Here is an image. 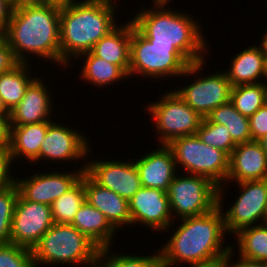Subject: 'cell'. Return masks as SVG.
<instances>
[{
    "label": "cell",
    "instance_id": "18",
    "mask_svg": "<svg viewBox=\"0 0 267 267\" xmlns=\"http://www.w3.org/2000/svg\"><path fill=\"white\" fill-rule=\"evenodd\" d=\"M39 76L27 87L21 101L9 111L10 126H21L25 124L40 123L54 120L53 95Z\"/></svg>",
    "mask_w": 267,
    "mask_h": 267
},
{
    "label": "cell",
    "instance_id": "43",
    "mask_svg": "<svg viewBox=\"0 0 267 267\" xmlns=\"http://www.w3.org/2000/svg\"><path fill=\"white\" fill-rule=\"evenodd\" d=\"M263 35L261 34L260 42L258 44L260 50L263 52L265 56H267V29L262 32Z\"/></svg>",
    "mask_w": 267,
    "mask_h": 267
},
{
    "label": "cell",
    "instance_id": "21",
    "mask_svg": "<svg viewBox=\"0 0 267 267\" xmlns=\"http://www.w3.org/2000/svg\"><path fill=\"white\" fill-rule=\"evenodd\" d=\"M123 22L120 21V25L102 37L91 52L106 62L121 67L129 75L132 20Z\"/></svg>",
    "mask_w": 267,
    "mask_h": 267
},
{
    "label": "cell",
    "instance_id": "35",
    "mask_svg": "<svg viewBox=\"0 0 267 267\" xmlns=\"http://www.w3.org/2000/svg\"><path fill=\"white\" fill-rule=\"evenodd\" d=\"M13 165L9 147L0 148V190L15 183Z\"/></svg>",
    "mask_w": 267,
    "mask_h": 267
},
{
    "label": "cell",
    "instance_id": "2",
    "mask_svg": "<svg viewBox=\"0 0 267 267\" xmlns=\"http://www.w3.org/2000/svg\"><path fill=\"white\" fill-rule=\"evenodd\" d=\"M115 1L76 0L61 4L60 66L62 69L75 65L70 62L90 52L102 37L118 25L116 10L120 6L116 4L119 1Z\"/></svg>",
    "mask_w": 267,
    "mask_h": 267
},
{
    "label": "cell",
    "instance_id": "38",
    "mask_svg": "<svg viewBox=\"0 0 267 267\" xmlns=\"http://www.w3.org/2000/svg\"><path fill=\"white\" fill-rule=\"evenodd\" d=\"M235 253L236 252L232 249H230V251L227 253L225 257V267H267V262L253 261L243 258L239 255H237V258L235 260Z\"/></svg>",
    "mask_w": 267,
    "mask_h": 267
},
{
    "label": "cell",
    "instance_id": "37",
    "mask_svg": "<svg viewBox=\"0 0 267 267\" xmlns=\"http://www.w3.org/2000/svg\"><path fill=\"white\" fill-rule=\"evenodd\" d=\"M19 63L5 36L0 35V74L9 72Z\"/></svg>",
    "mask_w": 267,
    "mask_h": 267
},
{
    "label": "cell",
    "instance_id": "13",
    "mask_svg": "<svg viewBox=\"0 0 267 267\" xmlns=\"http://www.w3.org/2000/svg\"><path fill=\"white\" fill-rule=\"evenodd\" d=\"M87 161L82 163L80 169L77 167L68 172V170L59 171V169L45 173L35 172L31 176L15 177V183L19 194L27 201L51 204L62 194L72 188L86 171ZM44 172V173H43ZM24 178V179H23Z\"/></svg>",
    "mask_w": 267,
    "mask_h": 267
},
{
    "label": "cell",
    "instance_id": "50",
    "mask_svg": "<svg viewBox=\"0 0 267 267\" xmlns=\"http://www.w3.org/2000/svg\"><path fill=\"white\" fill-rule=\"evenodd\" d=\"M264 223L267 224V210H266V217H265Z\"/></svg>",
    "mask_w": 267,
    "mask_h": 267
},
{
    "label": "cell",
    "instance_id": "48",
    "mask_svg": "<svg viewBox=\"0 0 267 267\" xmlns=\"http://www.w3.org/2000/svg\"><path fill=\"white\" fill-rule=\"evenodd\" d=\"M172 0H152V2H171Z\"/></svg>",
    "mask_w": 267,
    "mask_h": 267
},
{
    "label": "cell",
    "instance_id": "28",
    "mask_svg": "<svg viewBox=\"0 0 267 267\" xmlns=\"http://www.w3.org/2000/svg\"><path fill=\"white\" fill-rule=\"evenodd\" d=\"M207 118L213 123L226 126L236 144L252 141L249 118L243 116L231 102L218 106Z\"/></svg>",
    "mask_w": 267,
    "mask_h": 267
},
{
    "label": "cell",
    "instance_id": "6",
    "mask_svg": "<svg viewBox=\"0 0 267 267\" xmlns=\"http://www.w3.org/2000/svg\"><path fill=\"white\" fill-rule=\"evenodd\" d=\"M190 64L173 45L151 44L132 22L129 78L181 79Z\"/></svg>",
    "mask_w": 267,
    "mask_h": 267
},
{
    "label": "cell",
    "instance_id": "17",
    "mask_svg": "<svg viewBox=\"0 0 267 267\" xmlns=\"http://www.w3.org/2000/svg\"><path fill=\"white\" fill-rule=\"evenodd\" d=\"M264 179H267V155L261 144L258 141L237 144L229 156L227 179L225 184L218 187V195L228 193V182Z\"/></svg>",
    "mask_w": 267,
    "mask_h": 267
},
{
    "label": "cell",
    "instance_id": "42",
    "mask_svg": "<svg viewBox=\"0 0 267 267\" xmlns=\"http://www.w3.org/2000/svg\"><path fill=\"white\" fill-rule=\"evenodd\" d=\"M188 267H225V257L215 258L205 262L186 264Z\"/></svg>",
    "mask_w": 267,
    "mask_h": 267
},
{
    "label": "cell",
    "instance_id": "30",
    "mask_svg": "<svg viewBox=\"0 0 267 267\" xmlns=\"http://www.w3.org/2000/svg\"><path fill=\"white\" fill-rule=\"evenodd\" d=\"M85 201L83 174L80 180L51 204L54 223L71 224Z\"/></svg>",
    "mask_w": 267,
    "mask_h": 267
},
{
    "label": "cell",
    "instance_id": "29",
    "mask_svg": "<svg viewBox=\"0 0 267 267\" xmlns=\"http://www.w3.org/2000/svg\"><path fill=\"white\" fill-rule=\"evenodd\" d=\"M112 246L99 250L96 267H162L159 248L151 254L116 253ZM136 255V256H135Z\"/></svg>",
    "mask_w": 267,
    "mask_h": 267
},
{
    "label": "cell",
    "instance_id": "9",
    "mask_svg": "<svg viewBox=\"0 0 267 267\" xmlns=\"http://www.w3.org/2000/svg\"><path fill=\"white\" fill-rule=\"evenodd\" d=\"M206 61L205 59L191 63L181 77L190 78L192 76L193 82L174 89L203 118L207 117L218 106L230 102L232 89L231 82L224 70H214V73L209 72L210 74L201 76L205 64H207Z\"/></svg>",
    "mask_w": 267,
    "mask_h": 267
},
{
    "label": "cell",
    "instance_id": "11",
    "mask_svg": "<svg viewBox=\"0 0 267 267\" xmlns=\"http://www.w3.org/2000/svg\"><path fill=\"white\" fill-rule=\"evenodd\" d=\"M231 183L240 187L239 194L230 206L226 205V211L224 197L218 195V206L223 213L225 230L228 235L233 236L242 228L264 223L267 210V179Z\"/></svg>",
    "mask_w": 267,
    "mask_h": 267
},
{
    "label": "cell",
    "instance_id": "36",
    "mask_svg": "<svg viewBox=\"0 0 267 267\" xmlns=\"http://www.w3.org/2000/svg\"><path fill=\"white\" fill-rule=\"evenodd\" d=\"M249 126L252 141H258L267 134V108L265 106L249 117Z\"/></svg>",
    "mask_w": 267,
    "mask_h": 267
},
{
    "label": "cell",
    "instance_id": "3",
    "mask_svg": "<svg viewBox=\"0 0 267 267\" xmlns=\"http://www.w3.org/2000/svg\"><path fill=\"white\" fill-rule=\"evenodd\" d=\"M60 9L61 4L46 1L12 13L3 35L20 63L39 57V61L60 66Z\"/></svg>",
    "mask_w": 267,
    "mask_h": 267
},
{
    "label": "cell",
    "instance_id": "34",
    "mask_svg": "<svg viewBox=\"0 0 267 267\" xmlns=\"http://www.w3.org/2000/svg\"><path fill=\"white\" fill-rule=\"evenodd\" d=\"M0 267H36L32 249L11 242L0 244Z\"/></svg>",
    "mask_w": 267,
    "mask_h": 267
},
{
    "label": "cell",
    "instance_id": "39",
    "mask_svg": "<svg viewBox=\"0 0 267 267\" xmlns=\"http://www.w3.org/2000/svg\"><path fill=\"white\" fill-rule=\"evenodd\" d=\"M12 13L10 1L0 0V35L6 32Z\"/></svg>",
    "mask_w": 267,
    "mask_h": 267
},
{
    "label": "cell",
    "instance_id": "5",
    "mask_svg": "<svg viewBox=\"0 0 267 267\" xmlns=\"http://www.w3.org/2000/svg\"><path fill=\"white\" fill-rule=\"evenodd\" d=\"M100 248L71 224L54 223L33 247L36 267H96Z\"/></svg>",
    "mask_w": 267,
    "mask_h": 267
},
{
    "label": "cell",
    "instance_id": "41",
    "mask_svg": "<svg viewBox=\"0 0 267 267\" xmlns=\"http://www.w3.org/2000/svg\"><path fill=\"white\" fill-rule=\"evenodd\" d=\"M9 117H0V148L9 147Z\"/></svg>",
    "mask_w": 267,
    "mask_h": 267
},
{
    "label": "cell",
    "instance_id": "23",
    "mask_svg": "<svg viewBox=\"0 0 267 267\" xmlns=\"http://www.w3.org/2000/svg\"><path fill=\"white\" fill-rule=\"evenodd\" d=\"M50 122L10 126L9 149L13 163L25 159L29 161L28 164L32 162L35 165L38 162L40 145L44 141Z\"/></svg>",
    "mask_w": 267,
    "mask_h": 267
},
{
    "label": "cell",
    "instance_id": "4",
    "mask_svg": "<svg viewBox=\"0 0 267 267\" xmlns=\"http://www.w3.org/2000/svg\"><path fill=\"white\" fill-rule=\"evenodd\" d=\"M151 4V7H142L133 13V18H129L151 44L173 45L190 63L207 59L205 55H210L208 39H205L203 26L197 18L186 10L169 8L171 2Z\"/></svg>",
    "mask_w": 267,
    "mask_h": 267
},
{
    "label": "cell",
    "instance_id": "32",
    "mask_svg": "<svg viewBox=\"0 0 267 267\" xmlns=\"http://www.w3.org/2000/svg\"><path fill=\"white\" fill-rule=\"evenodd\" d=\"M196 134L203 143L224 151L228 156L237 145L226 126L213 123L207 117L202 119Z\"/></svg>",
    "mask_w": 267,
    "mask_h": 267
},
{
    "label": "cell",
    "instance_id": "31",
    "mask_svg": "<svg viewBox=\"0 0 267 267\" xmlns=\"http://www.w3.org/2000/svg\"><path fill=\"white\" fill-rule=\"evenodd\" d=\"M264 82L237 85L231 89L230 102L246 117H251L263 106Z\"/></svg>",
    "mask_w": 267,
    "mask_h": 267
},
{
    "label": "cell",
    "instance_id": "27",
    "mask_svg": "<svg viewBox=\"0 0 267 267\" xmlns=\"http://www.w3.org/2000/svg\"><path fill=\"white\" fill-rule=\"evenodd\" d=\"M235 243L231 242V249L239 256L257 261L267 262V224L262 223L240 229L233 235ZM236 236V237H235Z\"/></svg>",
    "mask_w": 267,
    "mask_h": 267
},
{
    "label": "cell",
    "instance_id": "15",
    "mask_svg": "<svg viewBox=\"0 0 267 267\" xmlns=\"http://www.w3.org/2000/svg\"><path fill=\"white\" fill-rule=\"evenodd\" d=\"M90 156H87L85 172L100 186L114 191L128 201L142 187L133 159L118 161L100 158L91 161Z\"/></svg>",
    "mask_w": 267,
    "mask_h": 267
},
{
    "label": "cell",
    "instance_id": "40",
    "mask_svg": "<svg viewBox=\"0 0 267 267\" xmlns=\"http://www.w3.org/2000/svg\"><path fill=\"white\" fill-rule=\"evenodd\" d=\"M46 0H10L12 12L43 5Z\"/></svg>",
    "mask_w": 267,
    "mask_h": 267
},
{
    "label": "cell",
    "instance_id": "26",
    "mask_svg": "<svg viewBox=\"0 0 267 267\" xmlns=\"http://www.w3.org/2000/svg\"><path fill=\"white\" fill-rule=\"evenodd\" d=\"M31 66L32 63H19L9 72L0 74V96L8 111L21 101L27 87L37 77Z\"/></svg>",
    "mask_w": 267,
    "mask_h": 267
},
{
    "label": "cell",
    "instance_id": "20",
    "mask_svg": "<svg viewBox=\"0 0 267 267\" xmlns=\"http://www.w3.org/2000/svg\"><path fill=\"white\" fill-rule=\"evenodd\" d=\"M85 200L100 210L118 231L131 225L128 200L96 183L86 172L83 173Z\"/></svg>",
    "mask_w": 267,
    "mask_h": 267
},
{
    "label": "cell",
    "instance_id": "44",
    "mask_svg": "<svg viewBox=\"0 0 267 267\" xmlns=\"http://www.w3.org/2000/svg\"><path fill=\"white\" fill-rule=\"evenodd\" d=\"M0 117H9V111L4 106L0 96Z\"/></svg>",
    "mask_w": 267,
    "mask_h": 267
},
{
    "label": "cell",
    "instance_id": "33",
    "mask_svg": "<svg viewBox=\"0 0 267 267\" xmlns=\"http://www.w3.org/2000/svg\"><path fill=\"white\" fill-rule=\"evenodd\" d=\"M19 195L16 183L0 190V244L11 242V226Z\"/></svg>",
    "mask_w": 267,
    "mask_h": 267
},
{
    "label": "cell",
    "instance_id": "10",
    "mask_svg": "<svg viewBox=\"0 0 267 267\" xmlns=\"http://www.w3.org/2000/svg\"><path fill=\"white\" fill-rule=\"evenodd\" d=\"M166 193L175 223L208 213L218 205V186L205 176L177 173Z\"/></svg>",
    "mask_w": 267,
    "mask_h": 267
},
{
    "label": "cell",
    "instance_id": "14",
    "mask_svg": "<svg viewBox=\"0 0 267 267\" xmlns=\"http://www.w3.org/2000/svg\"><path fill=\"white\" fill-rule=\"evenodd\" d=\"M54 224L51 206L25 200L18 195L11 226V243L29 249Z\"/></svg>",
    "mask_w": 267,
    "mask_h": 267
},
{
    "label": "cell",
    "instance_id": "46",
    "mask_svg": "<svg viewBox=\"0 0 267 267\" xmlns=\"http://www.w3.org/2000/svg\"><path fill=\"white\" fill-rule=\"evenodd\" d=\"M263 106L267 108V81H264V100Z\"/></svg>",
    "mask_w": 267,
    "mask_h": 267
},
{
    "label": "cell",
    "instance_id": "47",
    "mask_svg": "<svg viewBox=\"0 0 267 267\" xmlns=\"http://www.w3.org/2000/svg\"><path fill=\"white\" fill-rule=\"evenodd\" d=\"M49 2H55V3H59V4H64V3H69V2H73L76 0H48Z\"/></svg>",
    "mask_w": 267,
    "mask_h": 267
},
{
    "label": "cell",
    "instance_id": "49",
    "mask_svg": "<svg viewBox=\"0 0 267 267\" xmlns=\"http://www.w3.org/2000/svg\"><path fill=\"white\" fill-rule=\"evenodd\" d=\"M264 81H267V56H266V71H265Z\"/></svg>",
    "mask_w": 267,
    "mask_h": 267
},
{
    "label": "cell",
    "instance_id": "19",
    "mask_svg": "<svg viewBox=\"0 0 267 267\" xmlns=\"http://www.w3.org/2000/svg\"><path fill=\"white\" fill-rule=\"evenodd\" d=\"M144 155L134 157L142 187L167 191L169 184L177 174L175 160L170 148L159 144L157 149Z\"/></svg>",
    "mask_w": 267,
    "mask_h": 267
},
{
    "label": "cell",
    "instance_id": "7",
    "mask_svg": "<svg viewBox=\"0 0 267 267\" xmlns=\"http://www.w3.org/2000/svg\"><path fill=\"white\" fill-rule=\"evenodd\" d=\"M167 146L172 151L177 171L183 167L184 174L205 176L218 187L225 184L229 156L224 151L203 143L197 134L177 137Z\"/></svg>",
    "mask_w": 267,
    "mask_h": 267
},
{
    "label": "cell",
    "instance_id": "16",
    "mask_svg": "<svg viewBox=\"0 0 267 267\" xmlns=\"http://www.w3.org/2000/svg\"><path fill=\"white\" fill-rule=\"evenodd\" d=\"M131 225L164 232L174 222L166 191L141 187L128 201Z\"/></svg>",
    "mask_w": 267,
    "mask_h": 267
},
{
    "label": "cell",
    "instance_id": "22",
    "mask_svg": "<svg viewBox=\"0 0 267 267\" xmlns=\"http://www.w3.org/2000/svg\"><path fill=\"white\" fill-rule=\"evenodd\" d=\"M230 63L229 69L225 68V72L232 87L264 82L266 56L258 45L251 44L248 48L240 50V53H235Z\"/></svg>",
    "mask_w": 267,
    "mask_h": 267
},
{
    "label": "cell",
    "instance_id": "24",
    "mask_svg": "<svg viewBox=\"0 0 267 267\" xmlns=\"http://www.w3.org/2000/svg\"><path fill=\"white\" fill-rule=\"evenodd\" d=\"M82 234L86 235L100 249L113 247L117 230L110 224L104 214L86 200L79 208L71 223Z\"/></svg>",
    "mask_w": 267,
    "mask_h": 267
},
{
    "label": "cell",
    "instance_id": "12",
    "mask_svg": "<svg viewBox=\"0 0 267 267\" xmlns=\"http://www.w3.org/2000/svg\"><path fill=\"white\" fill-rule=\"evenodd\" d=\"M74 128V129H73ZM76 127H70L68 124L64 125V123L56 122V118L52 120L47 129V133L45 135L43 143L40 145L39 155H38V163L51 161L53 163L59 161L60 164H68L71 165L75 162V164L81 163L87 160V156L91 153L92 144L89 145V139L83 135L80 130L75 129ZM47 160V161H46Z\"/></svg>",
    "mask_w": 267,
    "mask_h": 267
},
{
    "label": "cell",
    "instance_id": "25",
    "mask_svg": "<svg viewBox=\"0 0 267 267\" xmlns=\"http://www.w3.org/2000/svg\"><path fill=\"white\" fill-rule=\"evenodd\" d=\"M84 62L79 69L80 80L94 85L96 88H105L106 85H115L121 80H128L129 75L119 66L106 62L104 59L95 56L91 51L80 55L77 60ZM84 58V59H83ZM81 70V71H80Z\"/></svg>",
    "mask_w": 267,
    "mask_h": 267
},
{
    "label": "cell",
    "instance_id": "1",
    "mask_svg": "<svg viewBox=\"0 0 267 267\" xmlns=\"http://www.w3.org/2000/svg\"><path fill=\"white\" fill-rule=\"evenodd\" d=\"M177 221V226L173 225V222L164 231L167 233L171 228H176L167 242L159 248L162 267L205 262L226 257L230 251L231 243L226 245L224 243L228 234L225 230L223 213L218 205L203 215Z\"/></svg>",
    "mask_w": 267,
    "mask_h": 267
},
{
    "label": "cell",
    "instance_id": "45",
    "mask_svg": "<svg viewBox=\"0 0 267 267\" xmlns=\"http://www.w3.org/2000/svg\"><path fill=\"white\" fill-rule=\"evenodd\" d=\"M258 142L261 144L262 149L267 155V134L263 136L261 139H259Z\"/></svg>",
    "mask_w": 267,
    "mask_h": 267
},
{
    "label": "cell",
    "instance_id": "8",
    "mask_svg": "<svg viewBox=\"0 0 267 267\" xmlns=\"http://www.w3.org/2000/svg\"><path fill=\"white\" fill-rule=\"evenodd\" d=\"M170 89L145 107L152 121H155L158 144L167 145L177 137L195 135L203 119L173 88Z\"/></svg>",
    "mask_w": 267,
    "mask_h": 267
}]
</instances>
